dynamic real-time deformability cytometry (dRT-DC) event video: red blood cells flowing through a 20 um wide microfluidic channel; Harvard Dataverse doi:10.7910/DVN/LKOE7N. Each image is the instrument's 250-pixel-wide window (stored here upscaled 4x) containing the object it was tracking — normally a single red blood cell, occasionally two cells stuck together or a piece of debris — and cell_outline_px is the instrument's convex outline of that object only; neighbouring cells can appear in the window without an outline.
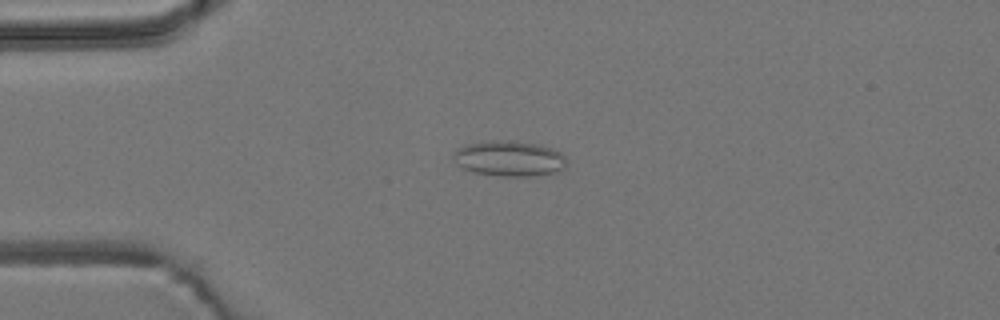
{"species": "common noctule bat (a hibernating species)", "species_latin": "Nyctalus noctula", "temperature_condition": "room temperature", "stored_images_in_passage": 53, "camera_frame_rate_fps": 3000, "um_per_image_px": 0.085, "animal": {"sex": "male", "body_mass_g": 19.2, "forearm_length_mm": 51.8}, "frame": {"image": 1, "passage_image": 13, "time_ms": 4.0, "image_size_px": [1000, 320], "cell_outline_px": [[564, 168], [560, 172], [536, 176], [500, 176], [472, 172], [456, 164], [452, 156], [456, 148], [464, 144], [484, 140], [512, 140], [536, 144], [552, 148], [560, 152], [564, 156]], "centroid_in_image_um": [43.24, 13.46], "position_along_channel_um": 41.8, "area_um2": 23.81}}
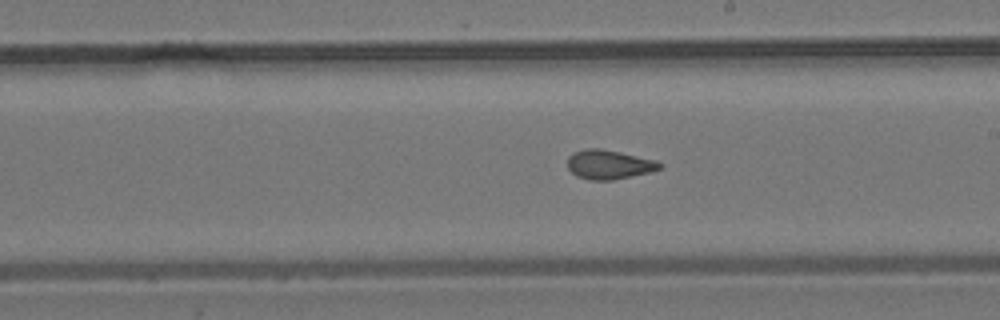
{"frame": {"image": 2, "passage_image": 30, "time_ms": 9.667, "image_size_px": [1000, 320], "cell_outline_px": [[664, 164], [660, 168], [648, 172], [612, 180], [592, 180], [576, 176], [568, 168], [568, 156], [572, 152], [584, 148], [600, 148], [620, 152], [656, 160]], "centroid_in_image_um": [51.73, 13.97], "position_along_channel_um": 237.3, "area_um2": 15.66}}
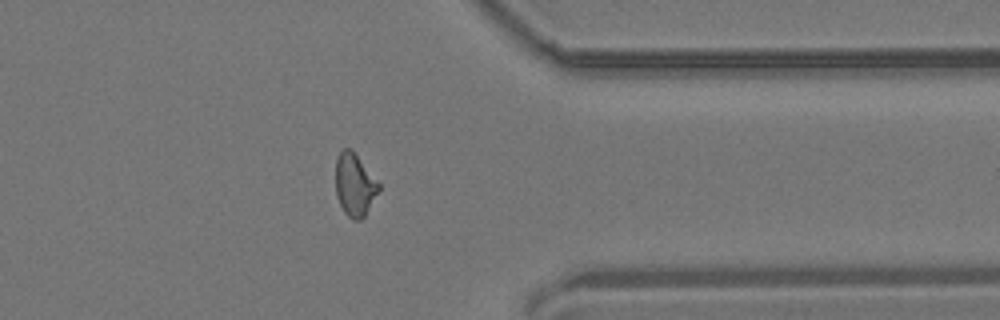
{"frame": {"image": 3, "passage_image": 42, "time_ms": 13.667, "image_size_px": [1000, 320], "cell_outline_px": [[380, 188], [364, 216], [360, 220], [352, 220], [344, 212], [336, 196], [336, 160], [340, 152], [344, 148], [352, 148], [380, 184]], "centroid_in_image_um": [30.14, 15.69], "position_along_channel_um": 381.3, "area_um2": 15.66}, "authors_computed_cell_mechanics": {"area_um2": 15.9528, "velocity_mm_per_s": 3.8599, "shape_relaxation_time_tau1_ms": null, "shape_relaxation_time_tau2_ms": 1.4739, "deformation_change_tau1": null, "deformation_change_tau2": 0.069}}